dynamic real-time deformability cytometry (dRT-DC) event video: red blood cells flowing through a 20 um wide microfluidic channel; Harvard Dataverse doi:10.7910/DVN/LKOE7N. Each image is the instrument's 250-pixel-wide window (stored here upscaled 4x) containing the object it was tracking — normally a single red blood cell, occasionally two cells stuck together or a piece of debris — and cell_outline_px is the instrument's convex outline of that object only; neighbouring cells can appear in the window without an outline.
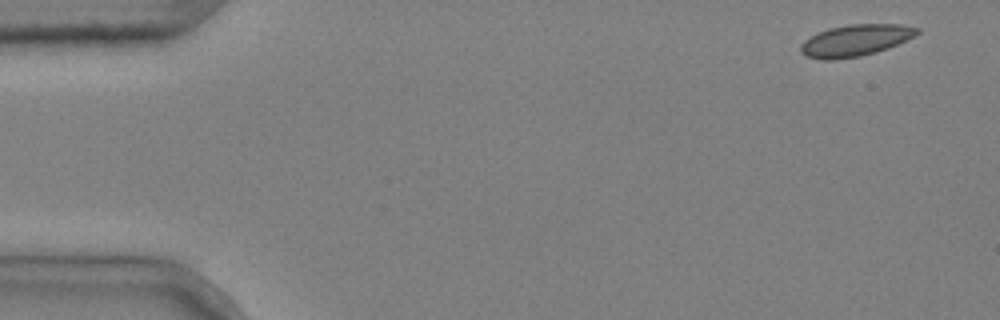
{"species": "common noctule bat (a hibernating species)", "species_latin": "Nyctalus noctula", "temperature_condition": "cold", "stored_images_in_passage": 4, "camera_frame_rate_fps": 3000, "um_per_image_px": 0.085, "animal": {"sex": "male", "body_mass_g": 20.4}, "frame": {"image": 1, "passage_image": 1, "time_ms": 0.0, "image_size_px": [1000, 320], "cell_outline_px": [[920, 32], [888, 48], [876, 52], [860, 56], [832, 60], [824, 60], [808, 56], [800, 52], [800, 44], [804, 40], [828, 28], [848, 24], [900, 24], [920, 28]], "centroid_in_image_um": [72.69, 3.43], "position_along_channel_um": 12.3, "area_um2": 21.21}}
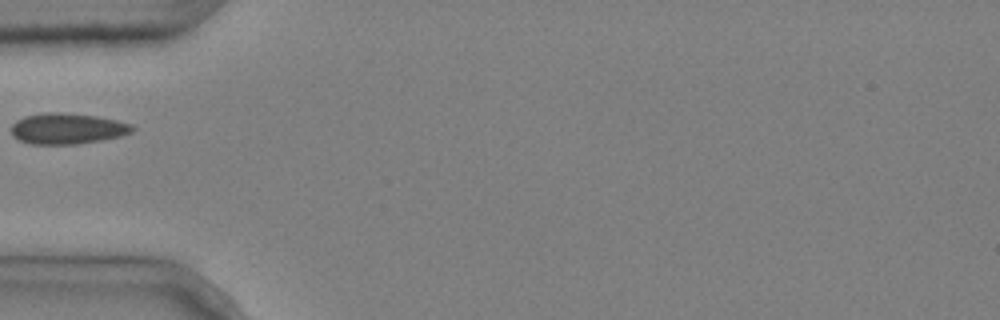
{"frame": {"image": 2, "passage_image": 4, "time_ms": 1.0, "image_size_px": [1000, 320], "cell_outline_px": [[136, 128], [132, 132], [120, 136], [100, 140], [76, 144], [32, 144], [20, 140], [12, 136], [12, 124], [16, 120], [24, 116], [48, 112], [60, 112], [96, 116], [116, 120], [132, 124]], "centroid_in_image_um": [5.72, 10.92], "position_along_channel_um": 79.3, "area_um2": 21.73}}